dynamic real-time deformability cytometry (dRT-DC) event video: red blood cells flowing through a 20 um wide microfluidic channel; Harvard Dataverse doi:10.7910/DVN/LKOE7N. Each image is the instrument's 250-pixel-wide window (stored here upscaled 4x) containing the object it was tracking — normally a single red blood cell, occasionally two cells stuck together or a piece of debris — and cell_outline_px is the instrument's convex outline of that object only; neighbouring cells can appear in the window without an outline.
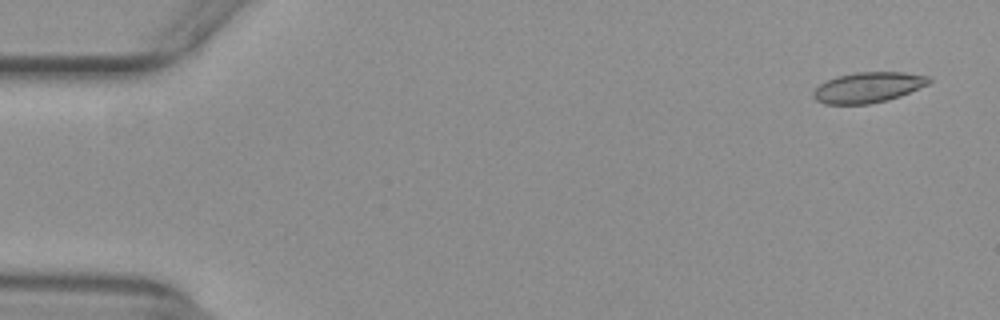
{"species": "common noctule bat (a hibernating species)", "species_latin": "Nyctalus noctula", "temperature_condition": "warm", "stored_images_in_passage": 53, "camera_frame_rate_fps": 3000, "um_per_image_px": 0.085, "animal": {"sex": "female", "body_mass_g": 29.2, "forearm_length_mm": 56.3}, "frame": {"image": 1, "passage_image": 3, "time_ms": 0.667, "image_size_px": [1000, 320], "cell_outline_px": [[932, 80], [928, 84], [900, 96], [888, 100], [868, 104], [824, 104], [816, 100], [812, 96], [812, 92], [824, 80], [836, 76], [856, 72], [904, 72], [932, 76]], "centroid_in_image_um": [73.78, 7.42], "position_along_channel_um": 11.2, "area_um2": 20.75}}
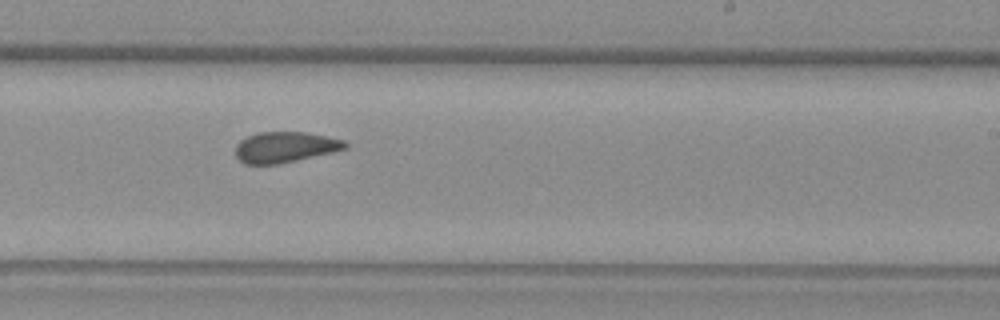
{"frame": {"image": 2, "passage_image": 33, "time_ms": 10.667, "image_size_px": [1000, 320], "cell_outline_px": [[348, 148], [332, 152], [280, 164], [244, 164], [236, 156], [236, 144], [240, 140], [248, 136], [260, 132], [304, 132], [344, 140], [348, 144]], "centroid_in_image_um": [24.22, 12.51], "position_along_channel_um": 264.8, "area_um2": 19.54}}
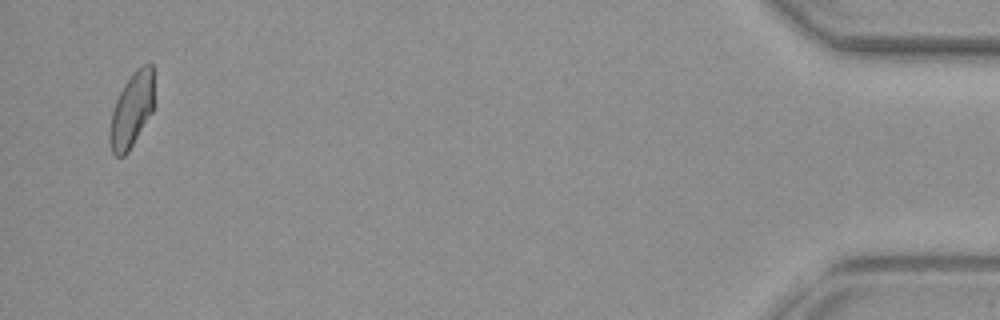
{"frame": {"image": 3, "passage_image": 52, "time_ms": 17.0, "image_size_px": [1000, 320], "cell_outline_px": [[152, 112], [128, 152], [124, 156], [116, 156], [112, 152], [108, 140], [108, 132], [112, 112], [116, 100], [124, 84], [132, 72], [140, 64], [152, 64]], "centroid_in_image_um": [11.15, 9.37], "position_along_channel_um": 424.0, "area_um2": 19.13}, "authors_computed_cell_mechanics": {"area_um2": 20.5768, "velocity_mm_per_s": 3.9139, "shape_relaxation_time_tau1_ms": null, "shape_relaxation_time_tau2_ms": 1.8054, "deformation_change_tau1": null, "deformation_change_tau2": 0.0625}}